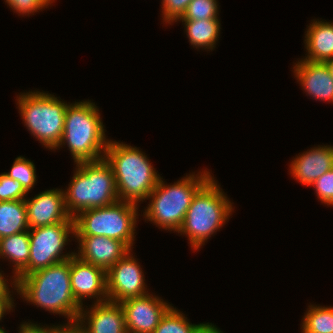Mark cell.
I'll list each match as a JSON object with an SVG mask.
<instances>
[{"label":"cell","instance_id":"cell-10","mask_svg":"<svg viewBox=\"0 0 333 333\" xmlns=\"http://www.w3.org/2000/svg\"><path fill=\"white\" fill-rule=\"evenodd\" d=\"M130 250L106 271V290L109 301L122 302L148 294L144 273Z\"/></svg>","mask_w":333,"mask_h":333},{"label":"cell","instance_id":"cell-18","mask_svg":"<svg viewBox=\"0 0 333 333\" xmlns=\"http://www.w3.org/2000/svg\"><path fill=\"white\" fill-rule=\"evenodd\" d=\"M306 29L305 60L323 62L333 59V23L313 19Z\"/></svg>","mask_w":333,"mask_h":333},{"label":"cell","instance_id":"cell-23","mask_svg":"<svg viewBox=\"0 0 333 333\" xmlns=\"http://www.w3.org/2000/svg\"><path fill=\"white\" fill-rule=\"evenodd\" d=\"M199 324H192L173 306L162 317L153 333H195Z\"/></svg>","mask_w":333,"mask_h":333},{"label":"cell","instance_id":"cell-2","mask_svg":"<svg viewBox=\"0 0 333 333\" xmlns=\"http://www.w3.org/2000/svg\"><path fill=\"white\" fill-rule=\"evenodd\" d=\"M104 158L112 167L119 201L138 205L148 198L160 179L145 153L137 147L110 140Z\"/></svg>","mask_w":333,"mask_h":333},{"label":"cell","instance_id":"cell-8","mask_svg":"<svg viewBox=\"0 0 333 333\" xmlns=\"http://www.w3.org/2000/svg\"><path fill=\"white\" fill-rule=\"evenodd\" d=\"M137 204L117 201L81 211L74 218V236H105L124 242L131 250L138 218Z\"/></svg>","mask_w":333,"mask_h":333},{"label":"cell","instance_id":"cell-15","mask_svg":"<svg viewBox=\"0 0 333 333\" xmlns=\"http://www.w3.org/2000/svg\"><path fill=\"white\" fill-rule=\"evenodd\" d=\"M89 309L82 306L78 317L85 333H127L125 315L119 302H94Z\"/></svg>","mask_w":333,"mask_h":333},{"label":"cell","instance_id":"cell-25","mask_svg":"<svg viewBox=\"0 0 333 333\" xmlns=\"http://www.w3.org/2000/svg\"><path fill=\"white\" fill-rule=\"evenodd\" d=\"M217 0H192L179 20L218 19Z\"/></svg>","mask_w":333,"mask_h":333},{"label":"cell","instance_id":"cell-31","mask_svg":"<svg viewBox=\"0 0 333 333\" xmlns=\"http://www.w3.org/2000/svg\"><path fill=\"white\" fill-rule=\"evenodd\" d=\"M10 287L8 284L0 289V321L6 314V312L13 311L14 298L11 295Z\"/></svg>","mask_w":333,"mask_h":333},{"label":"cell","instance_id":"cell-27","mask_svg":"<svg viewBox=\"0 0 333 333\" xmlns=\"http://www.w3.org/2000/svg\"><path fill=\"white\" fill-rule=\"evenodd\" d=\"M315 187L317 198L325 205H333V168L324 173L312 185Z\"/></svg>","mask_w":333,"mask_h":333},{"label":"cell","instance_id":"cell-32","mask_svg":"<svg viewBox=\"0 0 333 333\" xmlns=\"http://www.w3.org/2000/svg\"><path fill=\"white\" fill-rule=\"evenodd\" d=\"M25 322L20 325L19 333H48V326Z\"/></svg>","mask_w":333,"mask_h":333},{"label":"cell","instance_id":"cell-4","mask_svg":"<svg viewBox=\"0 0 333 333\" xmlns=\"http://www.w3.org/2000/svg\"><path fill=\"white\" fill-rule=\"evenodd\" d=\"M75 169L67 190H63L65 207L72 218L83 210L119 200L114 173L105 158L76 163Z\"/></svg>","mask_w":333,"mask_h":333},{"label":"cell","instance_id":"cell-13","mask_svg":"<svg viewBox=\"0 0 333 333\" xmlns=\"http://www.w3.org/2000/svg\"><path fill=\"white\" fill-rule=\"evenodd\" d=\"M29 228L44 227L63 221H74L65 207L63 189H50L25 199Z\"/></svg>","mask_w":333,"mask_h":333},{"label":"cell","instance_id":"cell-9","mask_svg":"<svg viewBox=\"0 0 333 333\" xmlns=\"http://www.w3.org/2000/svg\"><path fill=\"white\" fill-rule=\"evenodd\" d=\"M75 234L74 221H63L53 225L29 229L30 257L27 267L15 278L45 269L53 264L70 259L75 253L63 254L70 242L69 236Z\"/></svg>","mask_w":333,"mask_h":333},{"label":"cell","instance_id":"cell-5","mask_svg":"<svg viewBox=\"0 0 333 333\" xmlns=\"http://www.w3.org/2000/svg\"><path fill=\"white\" fill-rule=\"evenodd\" d=\"M213 177L194 195L178 230L180 235L188 236L193 250H198L205 245L207 239L229 220L234 210L231 201Z\"/></svg>","mask_w":333,"mask_h":333},{"label":"cell","instance_id":"cell-1","mask_svg":"<svg viewBox=\"0 0 333 333\" xmlns=\"http://www.w3.org/2000/svg\"><path fill=\"white\" fill-rule=\"evenodd\" d=\"M11 285L26 302L67 320L78 319L82 306L75 300L70 282V259L48 266Z\"/></svg>","mask_w":333,"mask_h":333},{"label":"cell","instance_id":"cell-24","mask_svg":"<svg viewBox=\"0 0 333 333\" xmlns=\"http://www.w3.org/2000/svg\"><path fill=\"white\" fill-rule=\"evenodd\" d=\"M5 174L13 180L20 182L28 193L31 189H33L37 181L34 163L22 156L15 158L10 172Z\"/></svg>","mask_w":333,"mask_h":333},{"label":"cell","instance_id":"cell-21","mask_svg":"<svg viewBox=\"0 0 333 333\" xmlns=\"http://www.w3.org/2000/svg\"><path fill=\"white\" fill-rule=\"evenodd\" d=\"M29 229L25 200L0 202V239Z\"/></svg>","mask_w":333,"mask_h":333},{"label":"cell","instance_id":"cell-3","mask_svg":"<svg viewBox=\"0 0 333 333\" xmlns=\"http://www.w3.org/2000/svg\"><path fill=\"white\" fill-rule=\"evenodd\" d=\"M99 111L89 100L67 106L63 135L56 149L67 144L75 164L97 161L105 156L110 140L106 138Z\"/></svg>","mask_w":333,"mask_h":333},{"label":"cell","instance_id":"cell-14","mask_svg":"<svg viewBox=\"0 0 333 333\" xmlns=\"http://www.w3.org/2000/svg\"><path fill=\"white\" fill-rule=\"evenodd\" d=\"M79 243L78 256L81 260L107 271L131 249L122 241L105 236H74Z\"/></svg>","mask_w":333,"mask_h":333},{"label":"cell","instance_id":"cell-17","mask_svg":"<svg viewBox=\"0 0 333 333\" xmlns=\"http://www.w3.org/2000/svg\"><path fill=\"white\" fill-rule=\"evenodd\" d=\"M289 167L294 179L305 186H311L324 173L333 168V146L318 145L299 153Z\"/></svg>","mask_w":333,"mask_h":333},{"label":"cell","instance_id":"cell-22","mask_svg":"<svg viewBox=\"0 0 333 333\" xmlns=\"http://www.w3.org/2000/svg\"><path fill=\"white\" fill-rule=\"evenodd\" d=\"M302 319V333H333V307L309 305Z\"/></svg>","mask_w":333,"mask_h":333},{"label":"cell","instance_id":"cell-30","mask_svg":"<svg viewBox=\"0 0 333 333\" xmlns=\"http://www.w3.org/2000/svg\"><path fill=\"white\" fill-rule=\"evenodd\" d=\"M48 333H85V330L79 320L75 319L67 321L63 325L48 326Z\"/></svg>","mask_w":333,"mask_h":333},{"label":"cell","instance_id":"cell-33","mask_svg":"<svg viewBox=\"0 0 333 333\" xmlns=\"http://www.w3.org/2000/svg\"><path fill=\"white\" fill-rule=\"evenodd\" d=\"M195 333H223L220 328L212 323H200Z\"/></svg>","mask_w":333,"mask_h":333},{"label":"cell","instance_id":"cell-11","mask_svg":"<svg viewBox=\"0 0 333 333\" xmlns=\"http://www.w3.org/2000/svg\"><path fill=\"white\" fill-rule=\"evenodd\" d=\"M125 315L127 333H153L162 317L172 307L150 293L120 302Z\"/></svg>","mask_w":333,"mask_h":333},{"label":"cell","instance_id":"cell-6","mask_svg":"<svg viewBox=\"0 0 333 333\" xmlns=\"http://www.w3.org/2000/svg\"><path fill=\"white\" fill-rule=\"evenodd\" d=\"M211 177L206 169L198 174L186 175L170 185L160 177L147 198L150 202L143 216L159 228L178 232L194 195Z\"/></svg>","mask_w":333,"mask_h":333},{"label":"cell","instance_id":"cell-28","mask_svg":"<svg viewBox=\"0 0 333 333\" xmlns=\"http://www.w3.org/2000/svg\"><path fill=\"white\" fill-rule=\"evenodd\" d=\"M55 0H5L7 5L18 15H34V13L47 8ZM39 10V11H38Z\"/></svg>","mask_w":333,"mask_h":333},{"label":"cell","instance_id":"cell-16","mask_svg":"<svg viewBox=\"0 0 333 333\" xmlns=\"http://www.w3.org/2000/svg\"><path fill=\"white\" fill-rule=\"evenodd\" d=\"M294 65V77L309 96L333 103V78L326 63L302 58Z\"/></svg>","mask_w":333,"mask_h":333},{"label":"cell","instance_id":"cell-35","mask_svg":"<svg viewBox=\"0 0 333 333\" xmlns=\"http://www.w3.org/2000/svg\"><path fill=\"white\" fill-rule=\"evenodd\" d=\"M325 63H326V65H327V67L329 68V71H330L331 76H332V78H333V59L328 60V61H326Z\"/></svg>","mask_w":333,"mask_h":333},{"label":"cell","instance_id":"cell-29","mask_svg":"<svg viewBox=\"0 0 333 333\" xmlns=\"http://www.w3.org/2000/svg\"><path fill=\"white\" fill-rule=\"evenodd\" d=\"M192 0H162V15L165 23L177 22Z\"/></svg>","mask_w":333,"mask_h":333},{"label":"cell","instance_id":"cell-26","mask_svg":"<svg viewBox=\"0 0 333 333\" xmlns=\"http://www.w3.org/2000/svg\"><path fill=\"white\" fill-rule=\"evenodd\" d=\"M28 192L20 182L13 180L4 173L0 174V202L25 200Z\"/></svg>","mask_w":333,"mask_h":333},{"label":"cell","instance_id":"cell-19","mask_svg":"<svg viewBox=\"0 0 333 333\" xmlns=\"http://www.w3.org/2000/svg\"><path fill=\"white\" fill-rule=\"evenodd\" d=\"M29 257V230L0 239V258H6L12 262V265L14 264L13 279H15L27 267Z\"/></svg>","mask_w":333,"mask_h":333},{"label":"cell","instance_id":"cell-34","mask_svg":"<svg viewBox=\"0 0 333 333\" xmlns=\"http://www.w3.org/2000/svg\"><path fill=\"white\" fill-rule=\"evenodd\" d=\"M3 271L0 272V289L4 288L8 284V280L4 278V274H2Z\"/></svg>","mask_w":333,"mask_h":333},{"label":"cell","instance_id":"cell-12","mask_svg":"<svg viewBox=\"0 0 333 333\" xmlns=\"http://www.w3.org/2000/svg\"><path fill=\"white\" fill-rule=\"evenodd\" d=\"M70 282L75 300L83 306L84 298H97L95 303L108 300L106 271L81 260L75 254L70 258Z\"/></svg>","mask_w":333,"mask_h":333},{"label":"cell","instance_id":"cell-7","mask_svg":"<svg viewBox=\"0 0 333 333\" xmlns=\"http://www.w3.org/2000/svg\"><path fill=\"white\" fill-rule=\"evenodd\" d=\"M16 98L27 129L45 148L55 150L63 135L68 104L44 91H29Z\"/></svg>","mask_w":333,"mask_h":333},{"label":"cell","instance_id":"cell-36","mask_svg":"<svg viewBox=\"0 0 333 333\" xmlns=\"http://www.w3.org/2000/svg\"><path fill=\"white\" fill-rule=\"evenodd\" d=\"M7 331H5V329L0 327V333H6Z\"/></svg>","mask_w":333,"mask_h":333},{"label":"cell","instance_id":"cell-20","mask_svg":"<svg viewBox=\"0 0 333 333\" xmlns=\"http://www.w3.org/2000/svg\"><path fill=\"white\" fill-rule=\"evenodd\" d=\"M178 21L184 22L185 33L193 47L211 51L216 47L221 29L220 19Z\"/></svg>","mask_w":333,"mask_h":333}]
</instances>
